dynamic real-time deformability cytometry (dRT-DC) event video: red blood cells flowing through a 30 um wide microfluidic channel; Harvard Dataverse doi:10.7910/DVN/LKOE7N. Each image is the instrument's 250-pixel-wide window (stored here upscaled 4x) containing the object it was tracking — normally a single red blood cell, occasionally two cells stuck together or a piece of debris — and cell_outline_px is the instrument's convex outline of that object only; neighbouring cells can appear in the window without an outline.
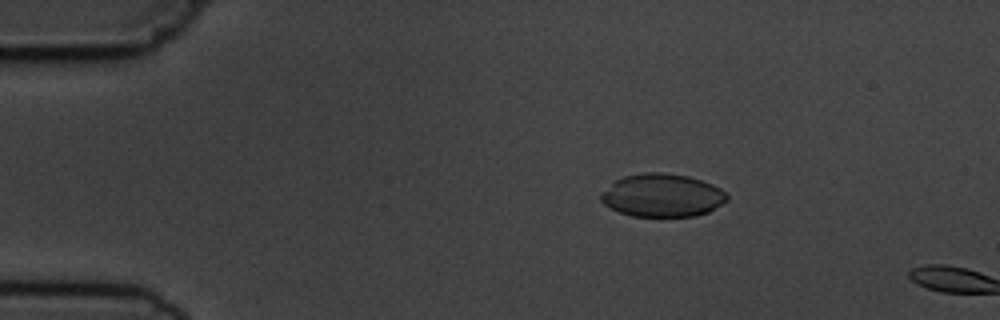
{"species": "common noctule bat (a hibernating species)", "species_latin": "Nyctalus noctula", "temperature_condition": "cold", "stored_images_in_passage": 3, "camera_frame_rate_fps": 3000, "um_per_image_px": 0.085, "animal": {"sex": "male", "body_mass_g": 19.5, "forearm_length_mm": 54.6}, "frame": {"image": 1, "passage_image": 2, "time_ms": 1.333, "image_size_px": [1000, 320], "cell_outline_px": [[728, 200], [708, 212], [696, 216], [632, 216], [620, 212], [604, 204], [600, 200], [600, 192], [616, 180], [624, 176], [644, 172], [664, 172], [688, 176], [712, 184], [720, 188], [728, 196]], "centroid_in_image_um": [56.28, 16.6], "position_along_channel_um": 28.7, "area_um2": 31.62}}